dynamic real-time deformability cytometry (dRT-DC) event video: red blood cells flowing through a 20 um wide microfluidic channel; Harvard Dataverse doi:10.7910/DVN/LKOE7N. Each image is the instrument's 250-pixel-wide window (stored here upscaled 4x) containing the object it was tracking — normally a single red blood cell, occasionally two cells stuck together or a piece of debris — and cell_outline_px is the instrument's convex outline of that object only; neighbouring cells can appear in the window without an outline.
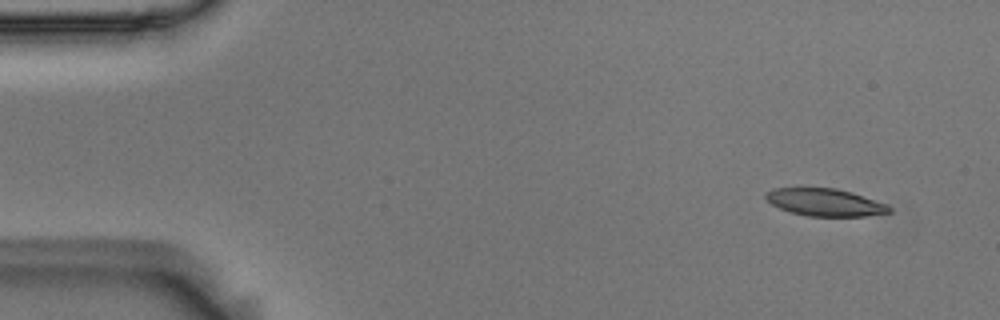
{"species": "Egyptian fruit bat (a non-hibernating species)", "species_latin": "Rousettus aegyptiacus", "temperature_condition": "room temperature", "stored_images_in_passage": 4, "camera_frame_rate_fps": 3000, "um_per_image_px": 0.085, "animal": {"sex": "male"}, "frame": {"image": 1, "passage_image": 1, "time_ms": 0.0, "image_size_px": [1000, 320], "cell_outline_px": [[892, 212], [864, 216], [808, 216], [792, 212], [780, 208], [772, 204], [764, 196], [764, 192], [772, 188], [836, 188], [852, 192], [888, 204], [892, 208]], "centroid_in_image_um": [70.14, 17.19], "position_along_channel_um": 14.9, "area_um2": 19.77}}
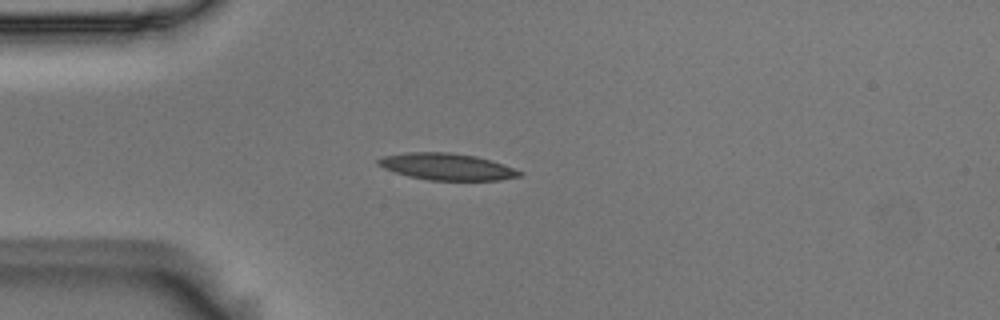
{"frame": {"image": 2, "passage_image": 4, "time_ms": 1.0, "image_size_px": [1000, 320], "cell_outline_px": [[524, 172], [520, 176], [500, 180], [428, 180], [408, 176], [384, 168], [376, 164], [376, 160], [384, 156], [404, 152], [452, 152], [476, 156], [504, 164]], "centroid_in_image_um": [37.98, 14.16], "position_along_channel_um": 47.0, "area_um2": 22.08}}